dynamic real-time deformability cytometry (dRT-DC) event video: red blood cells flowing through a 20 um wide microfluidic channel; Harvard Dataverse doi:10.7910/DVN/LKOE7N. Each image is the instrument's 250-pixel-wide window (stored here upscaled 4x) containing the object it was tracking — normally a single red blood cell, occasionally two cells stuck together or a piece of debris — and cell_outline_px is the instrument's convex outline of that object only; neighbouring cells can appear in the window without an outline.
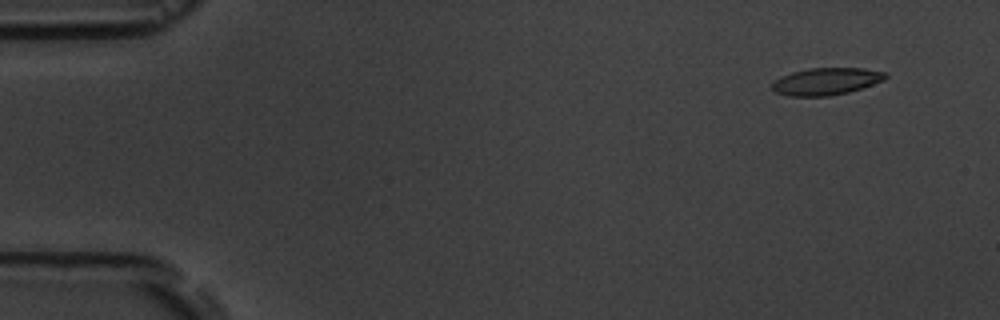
{"species": "common noctule bat (a hibernating species)", "species_latin": "Nyctalus noctula", "temperature_condition": "room temperature", "stored_images_in_passage": 6, "camera_frame_rate_fps": 3000, "um_per_image_px": 0.085, "animal": {"sex": "male", "body_mass_g": 19.5, "forearm_length_mm": 54.6}, "frame": {"image": 1, "passage_image": 2, "time_ms": 1.0, "image_size_px": [1000, 320], "cell_outline_px": [[888, 76], [884, 80], [848, 92], [828, 96], [788, 96], [776, 92], [772, 88], [772, 80], [780, 76], [792, 72], [808, 68], [864, 68], [888, 72]], "centroid_in_image_um": [70.21, 6.9], "position_along_channel_um": 14.8, "area_um2": 18.03}}
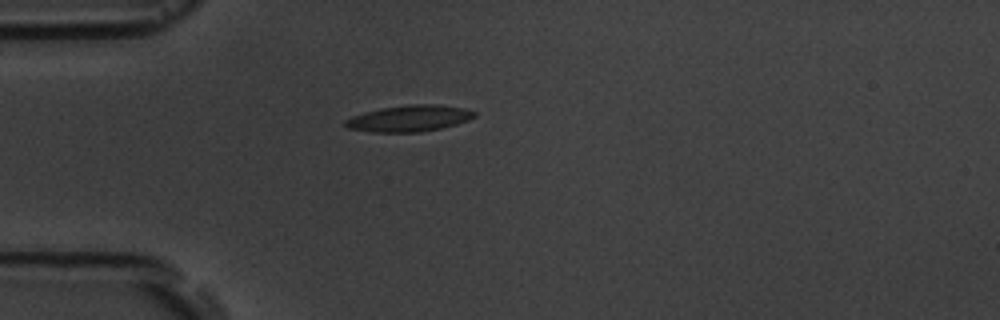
{"frame": {"image": 2, "passage_image": 5, "time_ms": 4.667, "image_size_px": [1000, 320], "cell_outline_px": [[476, 116], [468, 120], [456, 124], [440, 128], [420, 132], [372, 132], [348, 128], [344, 124], [344, 120], [352, 116], [364, 112], [380, 108], [408, 104], [436, 104], [464, 108], [476, 112]], "centroid_in_image_um": [34.77, 10.06], "position_along_channel_um": 50.2, "area_um2": 19.83}}